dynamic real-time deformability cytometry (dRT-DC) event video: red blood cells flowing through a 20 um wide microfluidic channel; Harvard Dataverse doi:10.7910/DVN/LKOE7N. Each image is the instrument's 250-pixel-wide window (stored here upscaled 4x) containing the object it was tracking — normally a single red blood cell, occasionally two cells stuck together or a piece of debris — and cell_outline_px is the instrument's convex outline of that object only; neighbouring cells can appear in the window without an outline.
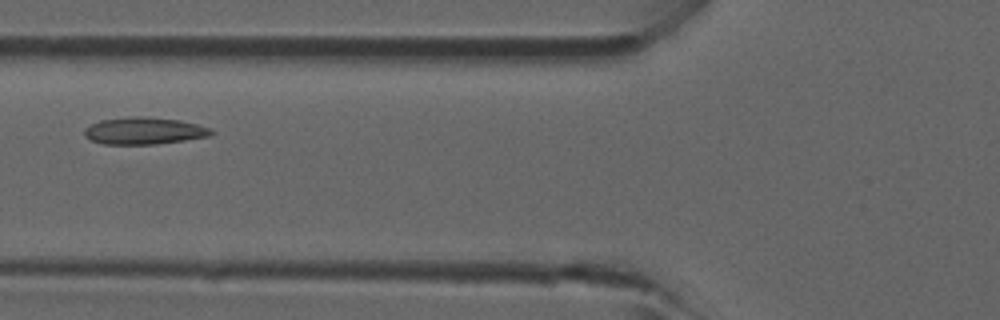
{"species": "common noctule bat (a hibernating species)", "species_latin": "Nyctalus noctula", "temperature_condition": "room temperature", "stored_images_in_passage": 29, "camera_frame_rate_fps": 3000, "um_per_image_px": 0.085, "animal": {"sex": "male", "forearm_length_mm": 52.5}, "frame": {"image": 1, "passage_image": 4, "time_ms": 1.0, "image_size_px": [1000, 320], "cell_outline_px": [[216, 132], [212, 136], [156, 144], [104, 144], [92, 140], [84, 136], [84, 128], [100, 120], [132, 116], [144, 116], [180, 120], [212, 128]], "centroid_in_image_um": [12.29, 11.11], "position_along_channel_um": 113.5, "area_um2": 20.11}}